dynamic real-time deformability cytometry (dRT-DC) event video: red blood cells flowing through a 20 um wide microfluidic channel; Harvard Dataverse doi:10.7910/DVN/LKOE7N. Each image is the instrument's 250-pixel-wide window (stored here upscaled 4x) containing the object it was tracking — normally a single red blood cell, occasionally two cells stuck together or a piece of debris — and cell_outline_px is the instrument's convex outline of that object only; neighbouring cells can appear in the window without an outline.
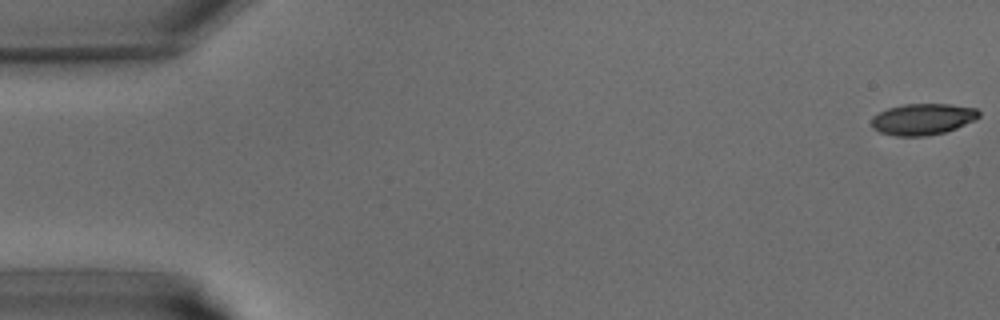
{"species": "common noctule bat (a hibernating species)", "species_latin": "Nyctalus noctula", "temperature_condition": "warm", "stored_images_in_passage": 41, "camera_frame_rate_fps": 3000, "um_per_image_px": 0.085, "animal": {"sex": "male", "body_mass_g": 15.6}, "frame": {"image": 1, "passage_image": 1, "time_ms": 0.0, "image_size_px": [1000, 320], "cell_outline_px": [[980, 116], [956, 128], [944, 132], [928, 136], [896, 136], [880, 132], [872, 128], [872, 116], [888, 108], [900, 104], [948, 104], [976, 108], [980, 112]], "centroid_in_image_um": [78.4, 10.12], "position_along_channel_um": 6.6, "area_um2": 19.54}}
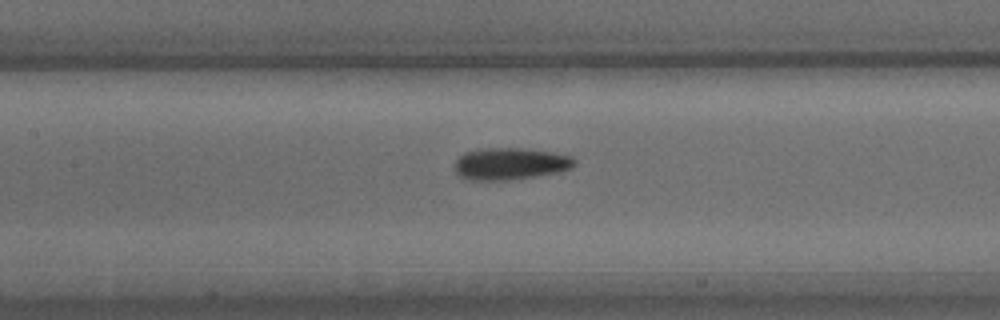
{"frame": {"image": 2, "passage_image": 19, "time_ms": 6.0, "image_size_px": [1000, 320], "cell_outline_px": [[576, 164], [572, 168], [556, 172], [532, 176], [504, 180], [464, 180], [456, 172], [456, 160], [464, 152], [480, 148], [520, 148], [552, 152], [572, 156], [576, 160]], "centroid_in_image_um": [43.35, 13.91], "position_along_channel_um": 164.0, "area_um2": 22.2}}
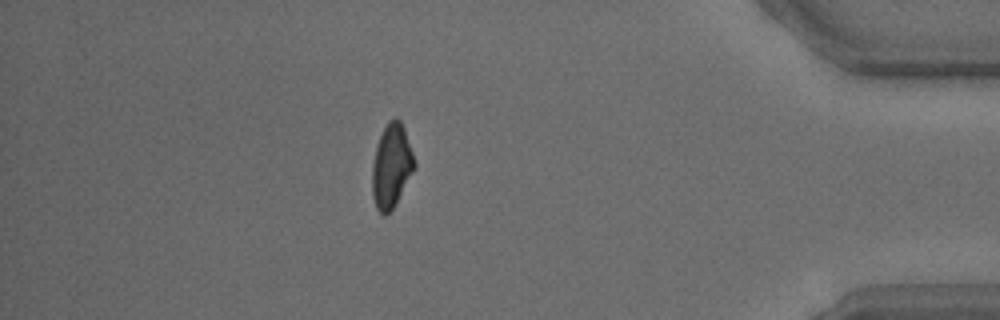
{"frame": {"image": 3, "passage_image": 36, "time_ms": 11.667, "image_size_px": [1000, 320], "cell_outline_px": [[416, 168], [392, 208], [384, 216], [376, 208], [372, 196], [372, 164], [376, 144], [388, 120], [392, 116], [396, 116], [400, 120], [404, 128], [416, 164]], "centroid_in_image_um": [33.26, 14.07], "position_along_channel_um": 401.9, "area_um2": 20.63}}